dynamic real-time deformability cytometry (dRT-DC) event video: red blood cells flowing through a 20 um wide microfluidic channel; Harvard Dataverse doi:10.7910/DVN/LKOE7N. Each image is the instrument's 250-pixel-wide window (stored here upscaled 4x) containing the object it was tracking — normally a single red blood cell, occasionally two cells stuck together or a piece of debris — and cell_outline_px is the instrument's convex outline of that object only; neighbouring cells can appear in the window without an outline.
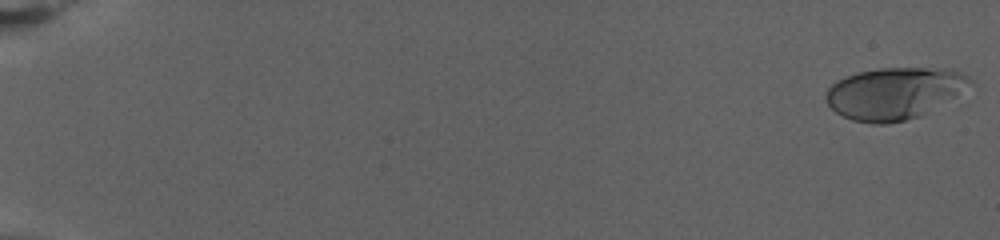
{"species": "human", "species_latin": "Homo sapiens", "temperature_condition": "warm", "stored_images_in_passage": 76, "camera_frame_rate_fps": 3000, "um_per_image_px": 0.085, "donor": {"sex": "female"}, "frame": {"image": 1, "passage_image": 1, "time_ms": 0.0, "image_size_px": [1000, 240], "cell_outline_px": [[976, 84], [920, 116], [888, 124], [872, 124], [852, 120], [836, 112], [828, 104], [824, 96], [828, 88], [836, 80], [856, 72], [880, 68], [944, 68], [956, 72], [972, 80]], "centroid_in_image_um": [75.98, 7.93], "position_along_channel_um": 9.0, "area_um2": 43.41}}
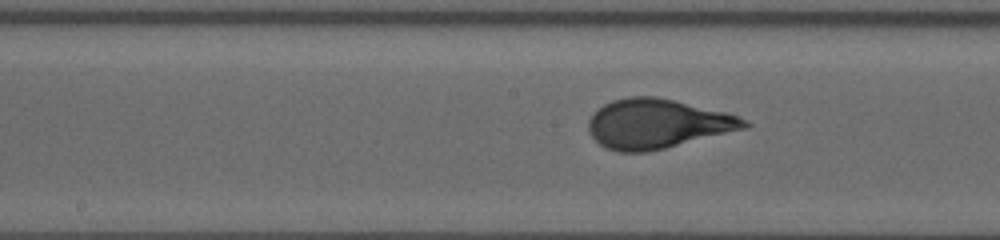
{"frame": {"image": 2, "passage_image": 42, "time_ms": 13.667, "image_size_px": [1000, 240], "cell_outline_px": [[752, 124], [748, 128], [648, 152], [620, 152], [608, 148], [600, 144], [588, 132], [588, 120], [604, 104], [612, 100], [628, 96], [656, 96], [724, 112], [748, 120]], "centroid_in_image_um": [55.88, 10.52], "position_along_channel_um": 192.3, "area_um2": 44.62}}
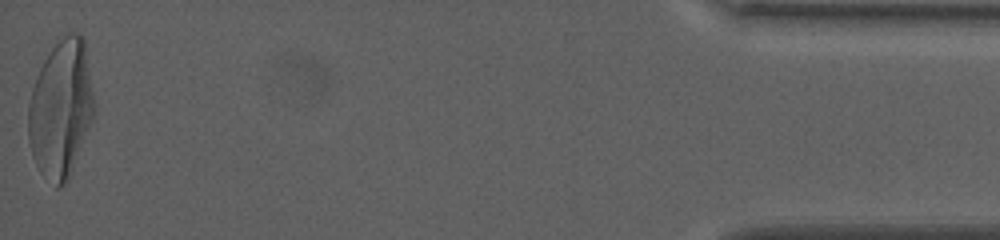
{"frame": {"image": 3, "passage_image": 76, "time_ms": 25.0, "image_size_px": [1000, 240], "cell_outline_px": [[96, 112], [68, 176], [64, 184], [60, 188], [56, 188], [40, 172], [32, 156], [28, 136], [28, 104], [32, 88], [36, 76], [44, 60], [52, 48], [68, 32], [80, 32], [84, 40], [96, 104]], "centroid_in_image_um": [5.18, 9.22], "position_along_channel_um": 430.0, "area_um2": 52.77}, "authors_computed_cell_mechanics": {"area_um2": 43.0899, "velocity_mm_per_s": 2.8092, "shape_relaxation_time_tau1_ms": 6.7956, "shape_relaxation_time_tau2_ms": null, "deformation_change_tau1": 0.2575, "deformation_change_tau2": null}}